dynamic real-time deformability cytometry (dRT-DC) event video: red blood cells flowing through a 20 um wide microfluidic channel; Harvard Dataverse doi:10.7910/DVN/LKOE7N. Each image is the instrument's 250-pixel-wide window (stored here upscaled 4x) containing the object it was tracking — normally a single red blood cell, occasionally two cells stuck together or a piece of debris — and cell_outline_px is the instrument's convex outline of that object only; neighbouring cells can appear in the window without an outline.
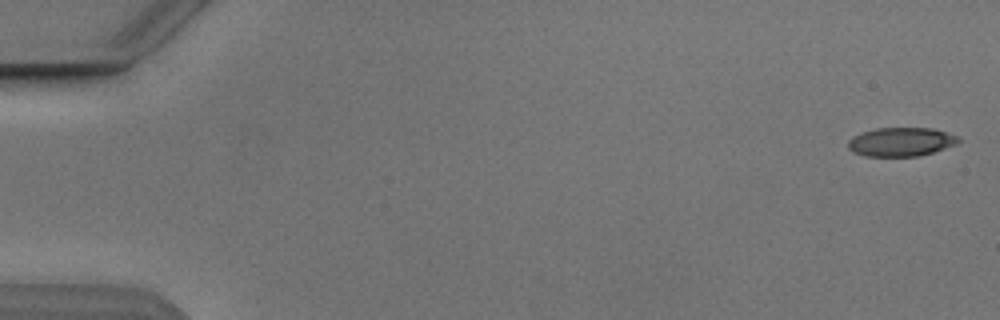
{"species": "Egyptian fruit bat (a non-hibernating species)", "species_latin": "Rousettus aegyptiacus", "temperature_condition": "cold", "stored_images_in_passage": 3, "camera_frame_rate_fps": 3000, "um_per_image_px": 0.085, "animal": {"sex": "male"}, "frame": {"image": 1, "passage_image": 1, "time_ms": 0.0, "image_size_px": [1000, 320], "cell_outline_px": [[960, 140], [956, 144], [920, 156], [864, 156], [852, 152], [848, 148], [848, 140], [852, 136], [860, 132], [876, 128], [932, 128], [956, 136]], "centroid_in_image_um": [76.51, 12.06], "position_along_channel_um": 8.5, "area_um2": 18.5}}